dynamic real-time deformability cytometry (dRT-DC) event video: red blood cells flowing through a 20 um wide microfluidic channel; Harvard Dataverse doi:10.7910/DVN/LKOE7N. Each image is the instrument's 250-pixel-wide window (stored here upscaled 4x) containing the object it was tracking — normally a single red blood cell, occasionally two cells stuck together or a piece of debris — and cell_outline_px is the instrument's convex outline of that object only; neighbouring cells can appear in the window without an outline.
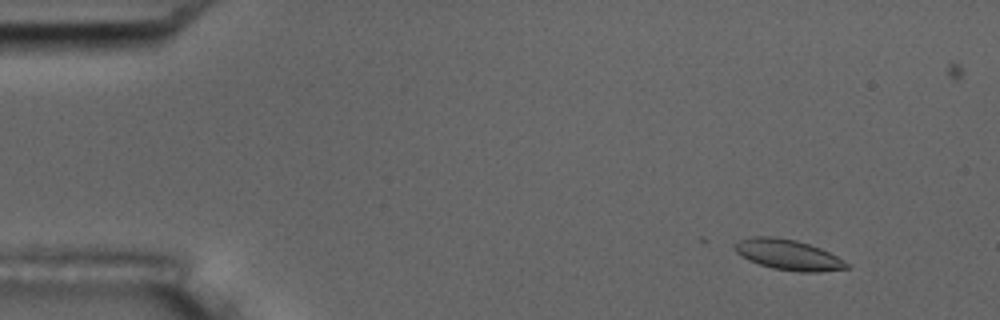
{"species": "common noctule bat (a hibernating species)", "species_latin": "Nyctalus noctula", "temperature_condition": "room temperature", "stored_images_in_passage": 6, "camera_frame_rate_fps": 3000, "um_per_image_px": 0.085, "animal": {"sex": "male", "body_mass_g": 17.5, "forearm_length_mm": 52.3}, "frame": {"image": 1, "passage_image": 2, "time_ms": 1.333, "image_size_px": [1000, 320], "cell_outline_px": [[852, 264], [848, 268], [816, 272], [800, 272], [772, 268], [748, 260], [736, 252], [732, 248], [732, 244], [740, 240], [752, 236], [776, 236], [796, 240], [820, 248]], "centroid_in_image_um": [66.97, 21.64], "position_along_channel_um": 18.0, "area_um2": 19.94}}
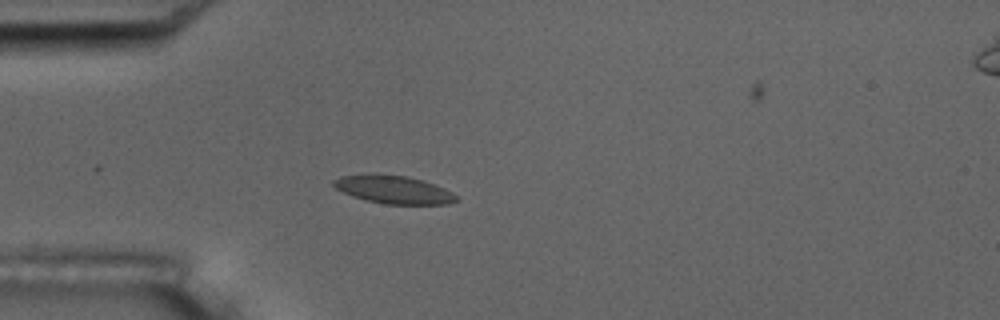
{"frame": {"image": 2, "passage_image": 5, "time_ms": 4.667, "image_size_px": [1000, 320], "cell_outline_px": [[460, 200], [448, 204], [384, 204], [352, 196], [336, 188], [332, 184], [332, 180], [344, 176], [404, 176], [420, 180], [444, 188], [452, 192]], "centroid_in_image_um": [33.52, 16.16], "position_along_channel_um": 51.5, "area_um2": 19.13}}